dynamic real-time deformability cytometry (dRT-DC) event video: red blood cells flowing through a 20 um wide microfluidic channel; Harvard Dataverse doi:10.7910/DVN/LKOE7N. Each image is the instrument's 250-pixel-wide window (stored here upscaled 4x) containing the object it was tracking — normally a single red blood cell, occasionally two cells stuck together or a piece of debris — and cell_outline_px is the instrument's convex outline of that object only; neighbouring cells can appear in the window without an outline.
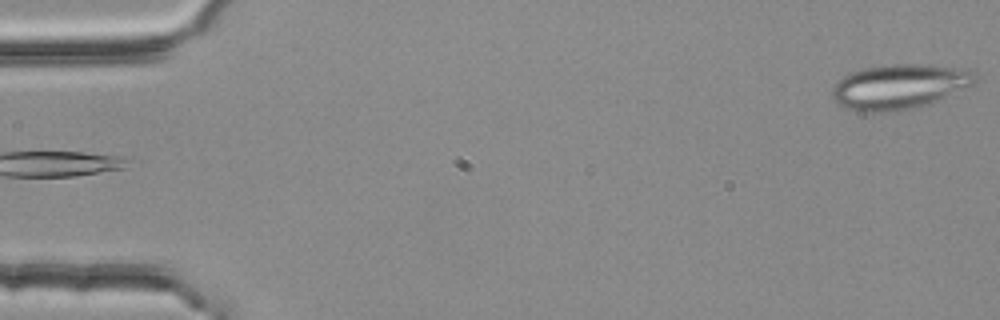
{"species": "common noctule bat (a hibernating species)", "species_latin": "Nyctalus noctula", "temperature_condition": "room temperature", "stored_images_in_passage": 4, "segment_of_instrument_passage": [2, 2], "camera_frame_rate_fps": 3000, "um_per_image_px": 0.085, "animal": {"sex": "female", "body_mass_g": 25.1}, "frame": {"image": 1, "passage_image": 4, "time_ms": 1.0, "image_size_px": [1000, 320], "cell_outline_px": [[980, 76], [972, 84], [928, 104], [916, 108], [888, 112], [860, 112], [844, 108], [836, 104], [832, 96], [832, 88], [836, 80], [852, 72], [864, 68], [892, 64], [928, 64], [968, 68]], "centroid_in_image_um": [76.42, 7.36], "position_along_channel_um": 8.6, "area_um2": 37.74}}